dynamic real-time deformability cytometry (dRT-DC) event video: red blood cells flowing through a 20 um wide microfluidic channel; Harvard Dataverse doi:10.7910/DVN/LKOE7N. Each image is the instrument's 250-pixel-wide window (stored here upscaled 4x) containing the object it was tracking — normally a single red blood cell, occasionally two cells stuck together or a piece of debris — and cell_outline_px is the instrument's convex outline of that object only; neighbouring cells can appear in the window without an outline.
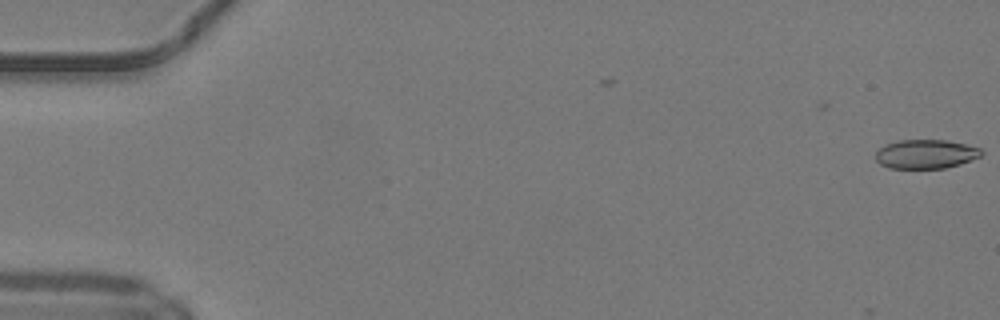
{"species": "common noctule bat (a hibernating species)", "species_latin": "Nyctalus noctula", "temperature_condition": "warm", "stored_images_in_passage": 50, "camera_frame_rate_fps": 3000, "um_per_image_px": 0.085, "animal": {"sex": "male", "body_mass_g": 19.2, "forearm_length_mm": 51.8}, "frame": {"image": 1, "passage_image": 1, "time_ms": 0.0, "image_size_px": [1000, 320], "cell_outline_px": [[984, 152], [980, 156], [960, 164], [944, 168], [888, 168], [880, 164], [876, 160], [876, 152], [884, 144], [900, 140], [948, 140], [980, 148]], "centroid_in_image_um": [78.67, 13.09], "position_along_channel_um": 6.3, "area_um2": 17.86}}
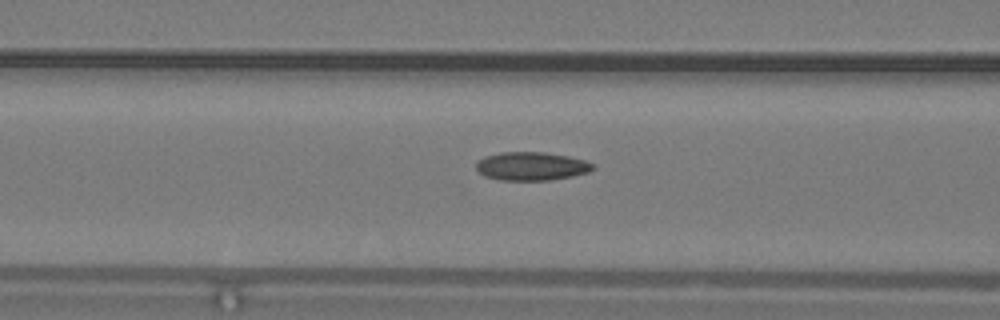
{"frame": {"image": 2, "passage_image": 21, "time_ms": 6.667, "image_size_px": [1000, 320], "cell_outline_px": [[596, 168], [588, 172], [572, 176], [552, 180], [500, 180], [484, 176], [476, 168], [476, 160], [484, 156], [500, 152], [544, 152], [568, 156], [584, 160], [592, 164]], "centroid_in_image_um": [45.14, 14.12], "position_along_channel_um": 121.5, "area_um2": 19.42}}
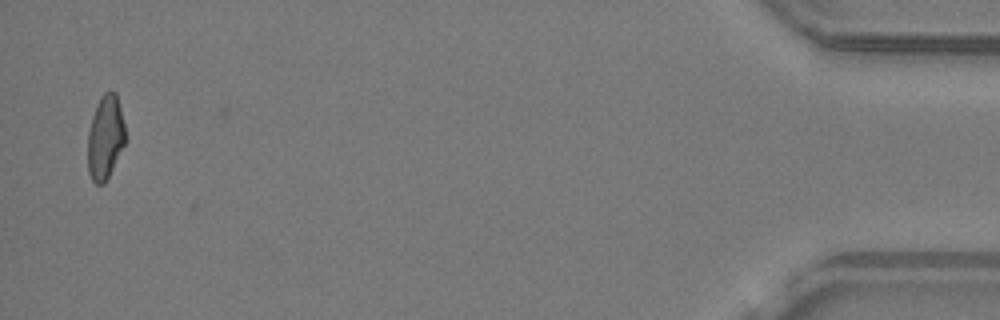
{"frame": {"image": 3, "passage_image": 49, "time_ms": 16.0, "image_size_px": [1000, 320], "cell_outline_px": [[124, 144], [104, 184], [96, 184], [92, 180], [88, 172], [88, 132], [92, 116], [96, 104], [100, 96], [104, 92], [112, 88], [116, 92], [124, 124]], "centroid_in_image_um": [8.93, 11.62], "position_along_channel_um": 426.3, "area_um2": 18.26}, "authors_computed_cell_mechanics": {"area_um2": 18.9006, "velocity_mm_per_s": 4.2337, "shape_relaxation_time_tau1_ms": null, "shape_relaxation_time_tau2_ms": 2.4993, "deformation_change_tau1": null, "deformation_change_tau2": 0.1037}}